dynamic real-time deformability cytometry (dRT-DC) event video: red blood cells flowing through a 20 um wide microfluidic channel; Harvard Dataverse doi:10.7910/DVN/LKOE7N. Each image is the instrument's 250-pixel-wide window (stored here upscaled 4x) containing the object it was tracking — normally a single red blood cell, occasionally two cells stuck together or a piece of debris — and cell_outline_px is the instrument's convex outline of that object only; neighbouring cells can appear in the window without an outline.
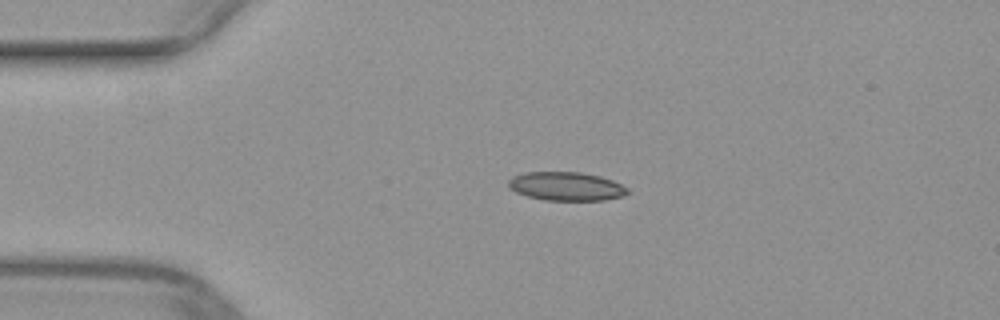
{"species": "common noctule bat (a hibernating species)", "species_latin": "Nyctalus noctula", "temperature_condition": "warm", "stored_images_in_passage": 29, "camera_frame_rate_fps": 3000, "um_per_image_px": 0.085, "animal": {"sex": "female", "body_mass_g": 29.2, "forearm_length_mm": 56.3}, "frame": {"image": 1, "passage_image": 1, "time_ms": 0.0, "image_size_px": [1000, 320], "cell_outline_px": [[632, 192], [624, 196], [604, 200], [544, 200], [528, 196], [516, 192], [508, 188], [508, 180], [512, 176], [524, 172], [580, 172], [600, 176], [612, 180], [628, 188]], "centroid_in_image_um": [48.13, 15.83], "position_along_channel_um": 36.9, "area_um2": 20.06}}
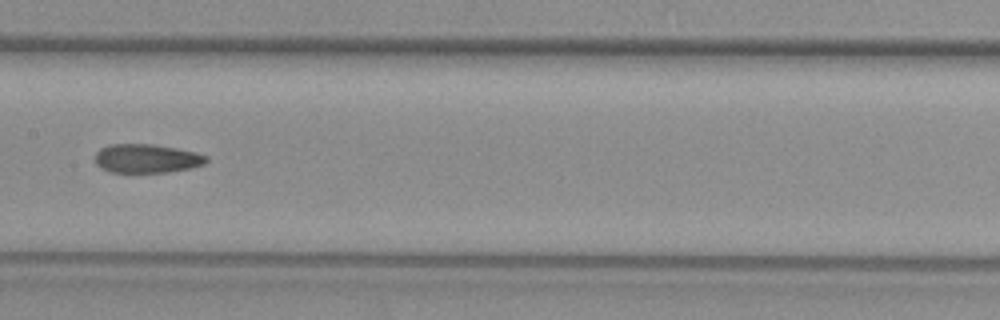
{"frame": {"image": 2, "passage_image": 15, "time_ms": 4.667, "image_size_px": [1000, 320], "cell_outline_px": [[208, 160], [204, 164], [192, 168], [168, 172], [108, 172], [100, 168], [96, 164], [96, 152], [100, 148], [108, 144], [152, 144], [176, 148], [196, 152], [208, 156]], "centroid_in_image_um": [12.47, 13.47], "position_along_channel_um": 194.9, "area_um2": 18.84}}
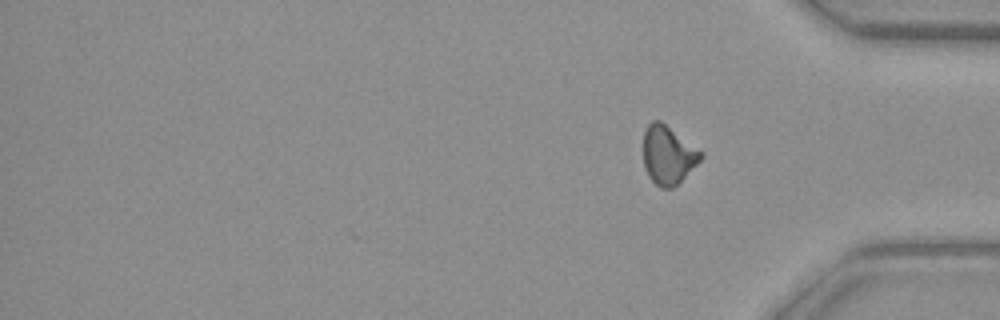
{"frame": {"image": 3, "passage_image": 29, "time_ms": 9.333, "image_size_px": [1000, 320], "cell_outline_px": [[704, 156], [672, 188], [660, 188], [648, 176], [644, 168], [644, 128], [652, 120], [660, 120], [704, 152]], "centroid_in_image_um": [56.77, 13.14], "position_along_channel_um": 378.4, "area_um2": 19.48}}